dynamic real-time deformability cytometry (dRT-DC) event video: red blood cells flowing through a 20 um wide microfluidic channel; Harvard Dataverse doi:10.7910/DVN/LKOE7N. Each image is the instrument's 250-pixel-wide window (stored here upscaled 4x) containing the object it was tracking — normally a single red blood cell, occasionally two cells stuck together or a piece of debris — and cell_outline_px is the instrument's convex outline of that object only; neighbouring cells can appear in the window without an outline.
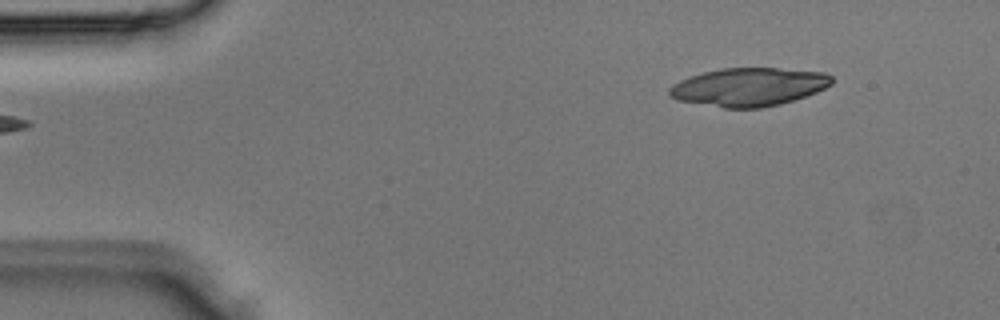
{"species": "Egyptian fruit bat (a non-hibernating species)", "species_latin": "Rousettus aegyptiacus", "temperature_condition": "room temperature", "stored_images_in_passage": 4, "camera_frame_rate_fps": 3000, "um_per_image_px": 0.085, "animal": {"sex": "male"}, "frame": {"image": 1, "passage_image": 4, "time_ms": 1.0, "image_size_px": [1000, 320], "cell_outline_px": [[832, 84], [816, 92], [780, 104], [760, 108], [724, 108], [676, 100], [668, 96], [668, 88], [672, 84], [688, 76], [720, 68], [776, 68], [824, 72], [832, 76]], "centroid_in_image_um": [63.59, 7.39], "position_along_channel_um": 21.4, "area_um2": 36.36}}